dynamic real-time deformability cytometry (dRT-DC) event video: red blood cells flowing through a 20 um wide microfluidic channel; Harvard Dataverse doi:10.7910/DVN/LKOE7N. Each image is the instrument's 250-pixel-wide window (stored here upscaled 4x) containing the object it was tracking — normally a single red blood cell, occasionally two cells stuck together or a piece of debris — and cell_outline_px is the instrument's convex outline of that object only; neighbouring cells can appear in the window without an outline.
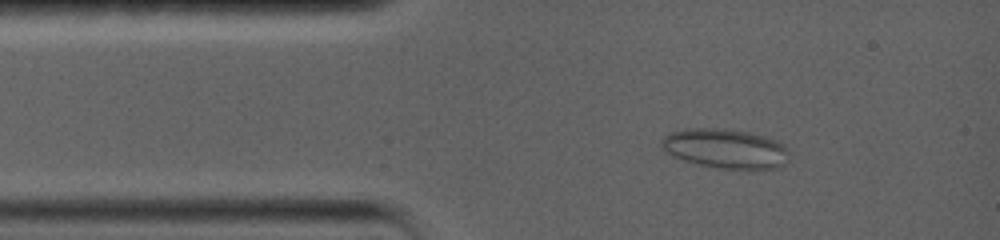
{"species": "common noctule bat (a hibernating species)", "species_latin": "Nyctalus noctula", "temperature_condition": "warm", "stored_images_in_passage": 45, "camera_frame_rate_fps": 5000, "um_per_image_px": 0.085, "animal": {"sex": "female", "body_mass_g": 19.0, "forearm_length_mm": 56.7}, "frame": {"image": 1, "passage_image": 5, "time_ms": 1.6, "image_size_px": [1000, 240], "cell_outline_px": [[788, 160], [780, 168], [716, 168], [684, 160], [672, 156], [664, 152], [660, 148], [660, 140], [668, 132], [684, 128], [724, 128], [748, 132], [780, 140], [784, 144], [788, 152]], "centroid_in_image_um": [61.62, 12.61], "position_along_channel_um": 23.4, "area_um2": 29.77}}
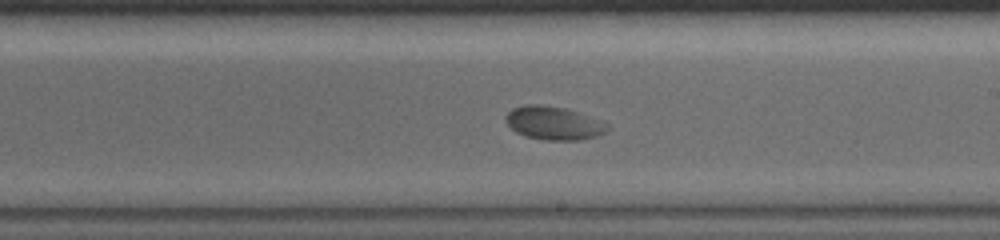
{"frame": {"image": 2, "passage_image": 23, "time_ms": 8.8, "image_size_px": [1000, 240], "cell_outline_px": [[608, 128], [604, 132], [596, 136], [580, 140], [544, 140], [524, 136], [516, 132], [504, 120], [504, 116], [512, 108], [524, 104], [540, 104], [564, 108], [600, 120], [608, 124]], "centroid_in_image_um": [47.01, 10.46], "position_along_channel_um": 242.0, "area_um2": 19.71}}
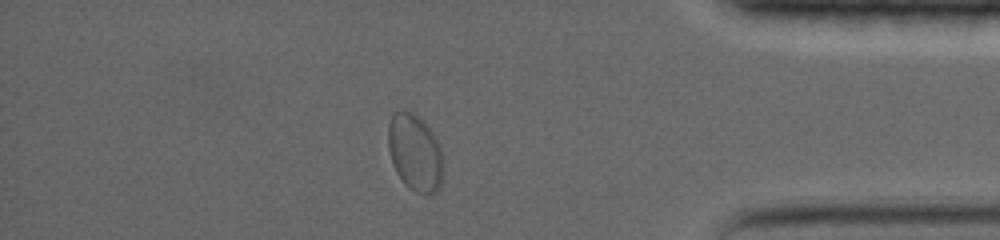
{"frame": {"image": 3, "passage_image": 40, "time_ms": 14.2, "image_size_px": [1000, 240], "cell_outline_px": [[444, 172], [440, 188], [436, 192], [428, 196], [424, 196], [408, 188], [404, 184], [396, 172], [392, 164], [388, 148], [388, 124], [392, 112], [412, 112], [424, 120], [432, 132], [440, 148]], "centroid_in_image_um": [35.28, 13.02], "position_along_channel_um": 399.9, "area_um2": 25.14}, "authors_computed_cell_mechanics": {"area_um2": 20.2878, "velocity_mm_per_s": 3.4295, "shape_relaxation_time_tau1_ms": 7.9681, "shape_relaxation_time_tau2_ms": null, "deformation_change_tau1": 0.1079, "deformation_change_tau2": null}}